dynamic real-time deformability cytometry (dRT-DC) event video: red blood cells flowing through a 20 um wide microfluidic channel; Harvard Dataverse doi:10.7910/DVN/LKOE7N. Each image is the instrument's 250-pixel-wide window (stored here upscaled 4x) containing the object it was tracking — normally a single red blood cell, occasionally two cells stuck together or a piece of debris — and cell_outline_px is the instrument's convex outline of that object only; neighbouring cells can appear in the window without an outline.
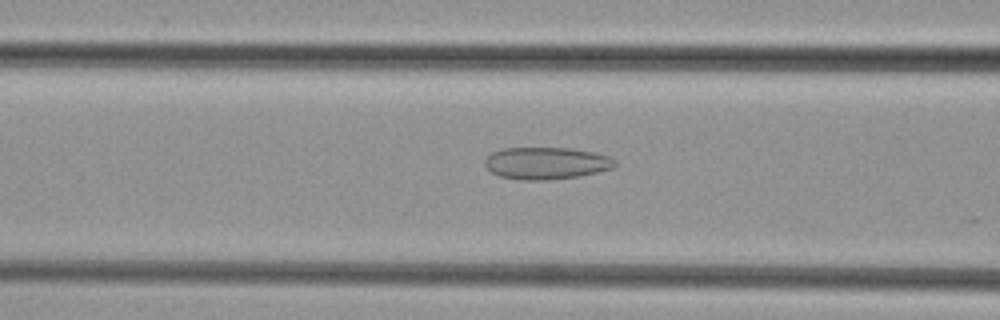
{"species": "common noctule bat (a hibernating species)", "species_latin": "Nyctalus noctula", "temperature_condition": "cold", "stored_images_in_passage": 48, "camera_frame_rate_fps": 3000, "um_per_image_px": 0.085, "animal": {"sex": "female", "body_mass_g": 29.2, "forearm_length_mm": 56.3}, "frame": {"image": 1, "passage_image": 19, "time_ms": 6.0, "image_size_px": [1000, 320], "cell_outline_px": [[616, 164], [612, 168], [580, 176], [544, 180], [520, 180], [500, 176], [492, 172], [484, 164], [484, 160], [492, 152], [504, 148], [572, 148], [596, 152], [608, 156], [616, 160]], "centroid_in_image_um": [46.44, 13.86], "position_along_channel_um": 120.2, "area_um2": 24.33}}
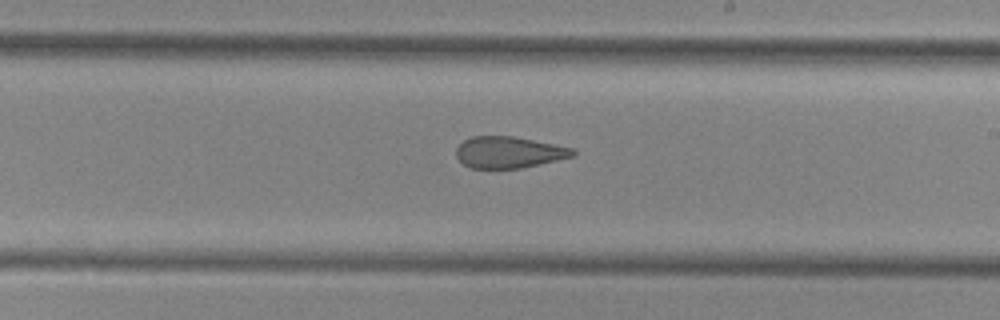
{"frame": {"image": 2, "passage_image": 28, "time_ms": 9.0, "image_size_px": [1000, 320], "cell_outline_px": [[576, 156], [520, 168], [472, 168], [464, 164], [456, 156], [456, 148], [464, 140], [472, 136], [512, 136], [576, 148]], "centroid_in_image_um": [43.29, 12.94], "position_along_channel_um": 245.7, "area_um2": 21.39}}
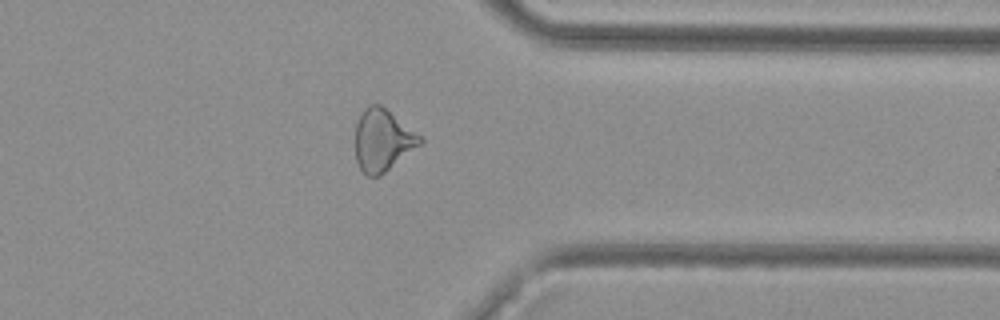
{"frame": {"image": 3, "passage_image": 38, "time_ms": 12.333, "image_size_px": [1000, 320], "cell_outline_px": [[424, 140], [420, 144], [380, 176], [368, 176], [360, 168], [356, 160], [356, 124], [360, 112], [368, 104], [380, 104], [420, 136]], "centroid_in_image_um": [32.48, 11.9], "position_along_channel_um": 378.9, "area_um2": 22.95}}